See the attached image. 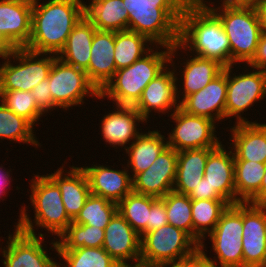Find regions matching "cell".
Returning <instances> with one entry per match:
<instances>
[{"instance_id": "6da1fadb", "label": "cell", "mask_w": 266, "mask_h": 267, "mask_svg": "<svg viewBox=\"0 0 266 267\" xmlns=\"http://www.w3.org/2000/svg\"><path fill=\"white\" fill-rule=\"evenodd\" d=\"M168 32L182 52L231 66V49L220 18L203 1H163ZM187 49V50H186Z\"/></svg>"}, {"instance_id": "7a4b0ae2", "label": "cell", "mask_w": 266, "mask_h": 267, "mask_svg": "<svg viewBox=\"0 0 266 267\" xmlns=\"http://www.w3.org/2000/svg\"><path fill=\"white\" fill-rule=\"evenodd\" d=\"M33 0L31 37L25 47L36 53L58 55L74 26L84 16L83 0Z\"/></svg>"}, {"instance_id": "3957f363", "label": "cell", "mask_w": 266, "mask_h": 267, "mask_svg": "<svg viewBox=\"0 0 266 267\" xmlns=\"http://www.w3.org/2000/svg\"><path fill=\"white\" fill-rule=\"evenodd\" d=\"M30 183L31 194L29 199L35 212L34 220L26 212L29 210L24 205L21 207L19 219L15 226L19 230L35 236H46L41 232L36 234L35 231L38 228H44L52 236L55 234L54 238L56 236L55 240H57V237L73 222L65 210L60 188L47 174L39 175L37 173L32 177ZM34 226L37 228L34 229Z\"/></svg>"}, {"instance_id": "277c9868", "label": "cell", "mask_w": 266, "mask_h": 267, "mask_svg": "<svg viewBox=\"0 0 266 267\" xmlns=\"http://www.w3.org/2000/svg\"><path fill=\"white\" fill-rule=\"evenodd\" d=\"M203 2L208 4L207 6L222 22L229 39L231 65L235 67L236 64H239L241 67V63L248 64L256 53L259 38L262 33L255 7L227 5L223 3L221 5L220 2V6L217 7L212 1L208 3L207 0H203Z\"/></svg>"}, {"instance_id": "5b68a950", "label": "cell", "mask_w": 266, "mask_h": 267, "mask_svg": "<svg viewBox=\"0 0 266 267\" xmlns=\"http://www.w3.org/2000/svg\"><path fill=\"white\" fill-rule=\"evenodd\" d=\"M91 1V0H90ZM163 0H92L84 16L100 31H125L143 24Z\"/></svg>"}, {"instance_id": "8992f818", "label": "cell", "mask_w": 266, "mask_h": 267, "mask_svg": "<svg viewBox=\"0 0 266 267\" xmlns=\"http://www.w3.org/2000/svg\"><path fill=\"white\" fill-rule=\"evenodd\" d=\"M159 45V46H158ZM164 48V50H157ZM156 48V50H154ZM152 49L132 65L119 69L99 93L141 97L144 88L170 63L171 34L168 32ZM168 63V64H167Z\"/></svg>"}, {"instance_id": "52a82bcc", "label": "cell", "mask_w": 266, "mask_h": 267, "mask_svg": "<svg viewBox=\"0 0 266 267\" xmlns=\"http://www.w3.org/2000/svg\"><path fill=\"white\" fill-rule=\"evenodd\" d=\"M56 57V54L36 53L26 48H16L0 57L4 61L0 64V91H32L48 78Z\"/></svg>"}, {"instance_id": "ba28073f", "label": "cell", "mask_w": 266, "mask_h": 267, "mask_svg": "<svg viewBox=\"0 0 266 267\" xmlns=\"http://www.w3.org/2000/svg\"><path fill=\"white\" fill-rule=\"evenodd\" d=\"M168 33V11L163 3L140 26L115 32L114 59L116 70L132 65L142 58ZM149 45H151L149 47Z\"/></svg>"}, {"instance_id": "9c48e42d", "label": "cell", "mask_w": 266, "mask_h": 267, "mask_svg": "<svg viewBox=\"0 0 266 267\" xmlns=\"http://www.w3.org/2000/svg\"><path fill=\"white\" fill-rule=\"evenodd\" d=\"M199 249L200 245L188 233L166 224L141 237L140 263L152 266L179 263Z\"/></svg>"}, {"instance_id": "30bf717a", "label": "cell", "mask_w": 266, "mask_h": 267, "mask_svg": "<svg viewBox=\"0 0 266 267\" xmlns=\"http://www.w3.org/2000/svg\"><path fill=\"white\" fill-rule=\"evenodd\" d=\"M242 235L243 203L241 202L229 205L208 235L214 255L216 254L211 260L218 267H243Z\"/></svg>"}, {"instance_id": "8fae6325", "label": "cell", "mask_w": 266, "mask_h": 267, "mask_svg": "<svg viewBox=\"0 0 266 267\" xmlns=\"http://www.w3.org/2000/svg\"><path fill=\"white\" fill-rule=\"evenodd\" d=\"M53 101L63 109L83 105L85 97L99 98V90L89 80L85 70L67 64L58 57L48 76Z\"/></svg>"}, {"instance_id": "7c38bea8", "label": "cell", "mask_w": 266, "mask_h": 267, "mask_svg": "<svg viewBox=\"0 0 266 267\" xmlns=\"http://www.w3.org/2000/svg\"><path fill=\"white\" fill-rule=\"evenodd\" d=\"M233 66L227 67L225 119L236 117L235 124L252 123V120L248 121L242 114L266 98V71L253 68V71L248 72L246 69V73L236 75L235 72L232 73Z\"/></svg>"}, {"instance_id": "4fadbf2b", "label": "cell", "mask_w": 266, "mask_h": 267, "mask_svg": "<svg viewBox=\"0 0 266 267\" xmlns=\"http://www.w3.org/2000/svg\"><path fill=\"white\" fill-rule=\"evenodd\" d=\"M176 124L167 133V143L177 152L185 149L216 148L222 141L216 137V122L204 116L191 115L178 107L169 116Z\"/></svg>"}, {"instance_id": "5bb4252c", "label": "cell", "mask_w": 266, "mask_h": 267, "mask_svg": "<svg viewBox=\"0 0 266 267\" xmlns=\"http://www.w3.org/2000/svg\"><path fill=\"white\" fill-rule=\"evenodd\" d=\"M8 241L1 250L3 267H58L51 253L44 247V237L27 234L14 225L13 234H8ZM43 242V244H42ZM1 245V244H0Z\"/></svg>"}, {"instance_id": "9a60e30c", "label": "cell", "mask_w": 266, "mask_h": 267, "mask_svg": "<svg viewBox=\"0 0 266 267\" xmlns=\"http://www.w3.org/2000/svg\"><path fill=\"white\" fill-rule=\"evenodd\" d=\"M178 152L167 146L148 169L133 179V192L162 198L173 190Z\"/></svg>"}, {"instance_id": "2e32d148", "label": "cell", "mask_w": 266, "mask_h": 267, "mask_svg": "<svg viewBox=\"0 0 266 267\" xmlns=\"http://www.w3.org/2000/svg\"><path fill=\"white\" fill-rule=\"evenodd\" d=\"M179 49L180 45L173 39V36L171 35V54L169 64L170 67L172 66L175 71L176 83H180L181 80L183 81L180 85L177 84V98L181 103L188 95H191L203 89L214 78H216L224 70V66L216 60L203 58L197 55L192 56L191 54L189 56L190 59H188L187 57V60H185L186 62H183V71L181 69L179 70V72L181 71V76L183 77L179 80V74H177V68L175 67L176 65H174L176 63L173 62V57H175L177 52H179ZM178 85L179 88L181 85L183 86V92L180 89L178 90ZM180 96L182 99L180 98Z\"/></svg>"}, {"instance_id": "e0dca14e", "label": "cell", "mask_w": 266, "mask_h": 267, "mask_svg": "<svg viewBox=\"0 0 266 267\" xmlns=\"http://www.w3.org/2000/svg\"><path fill=\"white\" fill-rule=\"evenodd\" d=\"M243 267L266 263V206L243 203Z\"/></svg>"}, {"instance_id": "ac0fdd59", "label": "cell", "mask_w": 266, "mask_h": 267, "mask_svg": "<svg viewBox=\"0 0 266 267\" xmlns=\"http://www.w3.org/2000/svg\"><path fill=\"white\" fill-rule=\"evenodd\" d=\"M102 248L120 265L140 263L141 236L118 211L105 228Z\"/></svg>"}, {"instance_id": "d6986e66", "label": "cell", "mask_w": 266, "mask_h": 267, "mask_svg": "<svg viewBox=\"0 0 266 267\" xmlns=\"http://www.w3.org/2000/svg\"><path fill=\"white\" fill-rule=\"evenodd\" d=\"M227 93V67L203 89L188 95L180 108L186 113L204 116L215 122L225 120Z\"/></svg>"}, {"instance_id": "ffe728a7", "label": "cell", "mask_w": 266, "mask_h": 267, "mask_svg": "<svg viewBox=\"0 0 266 267\" xmlns=\"http://www.w3.org/2000/svg\"><path fill=\"white\" fill-rule=\"evenodd\" d=\"M88 178L90 193L103 197L109 201L119 203L126 195L133 191V182L129 170L111 169L112 166L95 165L81 167Z\"/></svg>"}, {"instance_id": "44dd1931", "label": "cell", "mask_w": 266, "mask_h": 267, "mask_svg": "<svg viewBox=\"0 0 266 267\" xmlns=\"http://www.w3.org/2000/svg\"><path fill=\"white\" fill-rule=\"evenodd\" d=\"M33 0H0V32L15 47L25 48L31 37Z\"/></svg>"}, {"instance_id": "7402d4cb", "label": "cell", "mask_w": 266, "mask_h": 267, "mask_svg": "<svg viewBox=\"0 0 266 267\" xmlns=\"http://www.w3.org/2000/svg\"><path fill=\"white\" fill-rule=\"evenodd\" d=\"M203 177L211 188L230 205L236 204L234 177V153L227 150L222 142L209 154Z\"/></svg>"}, {"instance_id": "603a6c76", "label": "cell", "mask_w": 266, "mask_h": 267, "mask_svg": "<svg viewBox=\"0 0 266 267\" xmlns=\"http://www.w3.org/2000/svg\"><path fill=\"white\" fill-rule=\"evenodd\" d=\"M229 148L234 160H248L266 164V124L254 121L238 123L230 128Z\"/></svg>"}, {"instance_id": "cb8c5ba5", "label": "cell", "mask_w": 266, "mask_h": 267, "mask_svg": "<svg viewBox=\"0 0 266 267\" xmlns=\"http://www.w3.org/2000/svg\"><path fill=\"white\" fill-rule=\"evenodd\" d=\"M63 165L53 173L47 175L60 188L65 210L68 216L74 220L84 207L86 199L91 194L90 186L87 175L81 167L72 165L69 167V170H64Z\"/></svg>"}, {"instance_id": "d4e9b609", "label": "cell", "mask_w": 266, "mask_h": 267, "mask_svg": "<svg viewBox=\"0 0 266 267\" xmlns=\"http://www.w3.org/2000/svg\"><path fill=\"white\" fill-rule=\"evenodd\" d=\"M114 51L115 32L96 30L92 40L89 67L85 72L99 91L117 71Z\"/></svg>"}, {"instance_id": "484cf974", "label": "cell", "mask_w": 266, "mask_h": 267, "mask_svg": "<svg viewBox=\"0 0 266 267\" xmlns=\"http://www.w3.org/2000/svg\"><path fill=\"white\" fill-rule=\"evenodd\" d=\"M169 66L151 80L142 92L141 101L149 117L152 111L159 114L168 112L172 114L180 107V102L177 98L175 71L173 68L171 70Z\"/></svg>"}, {"instance_id": "4316f807", "label": "cell", "mask_w": 266, "mask_h": 267, "mask_svg": "<svg viewBox=\"0 0 266 267\" xmlns=\"http://www.w3.org/2000/svg\"><path fill=\"white\" fill-rule=\"evenodd\" d=\"M167 146V138L161 131L142 132L125 150L128 154L126 167L133 173L131 178L148 169Z\"/></svg>"}, {"instance_id": "83f0119b", "label": "cell", "mask_w": 266, "mask_h": 267, "mask_svg": "<svg viewBox=\"0 0 266 267\" xmlns=\"http://www.w3.org/2000/svg\"><path fill=\"white\" fill-rule=\"evenodd\" d=\"M214 148L185 149L178 152L176 179L173 191L189 195L201 181L208 159Z\"/></svg>"}, {"instance_id": "f1b7e54d", "label": "cell", "mask_w": 266, "mask_h": 267, "mask_svg": "<svg viewBox=\"0 0 266 267\" xmlns=\"http://www.w3.org/2000/svg\"><path fill=\"white\" fill-rule=\"evenodd\" d=\"M96 30V27L83 16L74 26L57 57L67 64L86 70L89 67L92 40Z\"/></svg>"}, {"instance_id": "f546056e", "label": "cell", "mask_w": 266, "mask_h": 267, "mask_svg": "<svg viewBox=\"0 0 266 267\" xmlns=\"http://www.w3.org/2000/svg\"><path fill=\"white\" fill-rule=\"evenodd\" d=\"M140 122L144 124L140 119L134 116L111 110L101 119L102 125L100 124L99 126L102 132H100L102 135L101 137L113 148L115 147V149H117L120 147L126 150L128 145L142 133L139 132V128H137ZM131 140L132 142H130Z\"/></svg>"}, {"instance_id": "4dcf8cb0", "label": "cell", "mask_w": 266, "mask_h": 267, "mask_svg": "<svg viewBox=\"0 0 266 267\" xmlns=\"http://www.w3.org/2000/svg\"><path fill=\"white\" fill-rule=\"evenodd\" d=\"M229 205L225 200H191L193 239L200 246H205L204 240L213 231L221 214Z\"/></svg>"}, {"instance_id": "1f68e13d", "label": "cell", "mask_w": 266, "mask_h": 267, "mask_svg": "<svg viewBox=\"0 0 266 267\" xmlns=\"http://www.w3.org/2000/svg\"><path fill=\"white\" fill-rule=\"evenodd\" d=\"M51 244L64 261L58 262V267H119L116 262L102 247H80L77 249H57V240H52Z\"/></svg>"}, {"instance_id": "d6a6232c", "label": "cell", "mask_w": 266, "mask_h": 267, "mask_svg": "<svg viewBox=\"0 0 266 267\" xmlns=\"http://www.w3.org/2000/svg\"><path fill=\"white\" fill-rule=\"evenodd\" d=\"M265 168L263 163L234 160L236 204L247 203L260 190Z\"/></svg>"}, {"instance_id": "836d02e7", "label": "cell", "mask_w": 266, "mask_h": 267, "mask_svg": "<svg viewBox=\"0 0 266 267\" xmlns=\"http://www.w3.org/2000/svg\"><path fill=\"white\" fill-rule=\"evenodd\" d=\"M156 199L132 191L117 204V211L141 237L147 232L150 208Z\"/></svg>"}, {"instance_id": "e575fe53", "label": "cell", "mask_w": 266, "mask_h": 267, "mask_svg": "<svg viewBox=\"0 0 266 267\" xmlns=\"http://www.w3.org/2000/svg\"><path fill=\"white\" fill-rule=\"evenodd\" d=\"M34 126L25 118L16 115L6 108L0 101V139L10 140V143H24L35 148L41 146L38 138L34 135Z\"/></svg>"}, {"instance_id": "d590c367", "label": "cell", "mask_w": 266, "mask_h": 267, "mask_svg": "<svg viewBox=\"0 0 266 267\" xmlns=\"http://www.w3.org/2000/svg\"><path fill=\"white\" fill-rule=\"evenodd\" d=\"M105 230L72 222L57 238V249H77L80 247H103Z\"/></svg>"}, {"instance_id": "8d00e7d4", "label": "cell", "mask_w": 266, "mask_h": 267, "mask_svg": "<svg viewBox=\"0 0 266 267\" xmlns=\"http://www.w3.org/2000/svg\"><path fill=\"white\" fill-rule=\"evenodd\" d=\"M117 212V203L100 196L90 194L85 201L84 207L73 220L77 224H86L101 229L106 228L110 219Z\"/></svg>"}, {"instance_id": "74e56055", "label": "cell", "mask_w": 266, "mask_h": 267, "mask_svg": "<svg viewBox=\"0 0 266 267\" xmlns=\"http://www.w3.org/2000/svg\"><path fill=\"white\" fill-rule=\"evenodd\" d=\"M161 199L165 203L168 224L185 231L193 238L190 197L172 190Z\"/></svg>"}, {"instance_id": "f35d334b", "label": "cell", "mask_w": 266, "mask_h": 267, "mask_svg": "<svg viewBox=\"0 0 266 267\" xmlns=\"http://www.w3.org/2000/svg\"><path fill=\"white\" fill-rule=\"evenodd\" d=\"M1 103L16 115L28 120L34 127L44 113L37 107L35 96L31 91H0Z\"/></svg>"}, {"instance_id": "ab89813d", "label": "cell", "mask_w": 266, "mask_h": 267, "mask_svg": "<svg viewBox=\"0 0 266 267\" xmlns=\"http://www.w3.org/2000/svg\"><path fill=\"white\" fill-rule=\"evenodd\" d=\"M105 98L114 102L113 104H115V108H113V110L116 109L115 111L118 113L134 116L140 119L142 123H147V120L150 118L146 114L141 97L118 93H99L98 99Z\"/></svg>"}, {"instance_id": "60d3db41", "label": "cell", "mask_w": 266, "mask_h": 267, "mask_svg": "<svg viewBox=\"0 0 266 267\" xmlns=\"http://www.w3.org/2000/svg\"><path fill=\"white\" fill-rule=\"evenodd\" d=\"M31 93L35 96V101L37 107L44 113L55 110V108H60L54 101L51 96L49 89V80L48 78L42 80L38 85H36ZM52 109V110H51Z\"/></svg>"}, {"instance_id": "b9f144b4", "label": "cell", "mask_w": 266, "mask_h": 267, "mask_svg": "<svg viewBox=\"0 0 266 267\" xmlns=\"http://www.w3.org/2000/svg\"><path fill=\"white\" fill-rule=\"evenodd\" d=\"M168 224L165 203L161 198H157L151 205L149 213V223L147 232L159 229Z\"/></svg>"}, {"instance_id": "7bdbcfd3", "label": "cell", "mask_w": 266, "mask_h": 267, "mask_svg": "<svg viewBox=\"0 0 266 267\" xmlns=\"http://www.w3.org/2000/svg\"><path fill=\"white\" fill-rule=\"evenodd\" d=\"M188 196L191 200H224L214 188H211V186L208 184L207 180L204 177Z\"/></svg>"}, {"instance_id": "ee69618b", "label": "cell", "mask_w": 266, "mask_h": 267, "mask_svg": "<svg viewBox=\"0 0 266 267\" xmlns=\"http://www.w3.org/2000/svg\"><path fill=\"white\" fill-rule=\"evenodd\" d=\"M246 66L266 71V33H261L256 53Z\"/></svg>"}, {"instance_id": "f6af8a7d", "label": "cell", "mask_w": 266, "mask_h": 267, "mask_svg": "<svg viewBox=\"0 0 266 267\" xmlns=\"http://www.w3.org/2000/svg\"><path fill=\"white\" fill-rule=\"evenodd\" d=\"M206 246H200V249L192 256L187 258V267H218L204 251Z\"/></svg>"}, {"instance_id": "bcb514c9", "label": "cell", "mask_w": 266, "mask_h": 267, "mask_svg": "<svg viewBox=\"0 0 266 267\" xmlns=\"http://www.w3.org/2000/svg\"><path fill=\"white\" fill-rule=\"evenodd\" d=\"M247 203L258 206H266V168L260 190Z\"/></svg>"}, {"instance_id": "7dc6e473", "label": "cell", "mask_w": 266, "mask_h": 267, "mask_svg": "<svg viewBox=\"0 0 266 267\" xmlns=\"http://www.w3.org/2000/svg\"><path fill=\"white\" fill-rule=\"evenodd\" d=\"M258 15L261 32L266 33V0L254 6Z\"/></svg>"}, {"instance_id": "c3c4849f", "label": "cell", "mask_w": 266, "mask_h": 267, "mask_svg": "<svg viewBox=\"0 0 266 267\" xmlns=\"http://www.w3.org/2000/svg\"><path fill=\"white\" fill-rule=\"evenodd\" d=\"M9 170V171H8ZM6 169L3 170V166H0V198L3 197V194H6V187L7 185H10L11 181V176L9 175L11 173V169Z\"/></svg>"}, {"instance_id": "681fc988", "label": "cell", "mask_w": 266, "mask_h": 267, "mask_svg": "<svg viewBox=\"0 0 266 267\" xmlns=\"http://www.w3.org/2000/svg\"><path fill=\"white\" fill-rule=\"evenodd\" d=\"M15 49L16 48L0 32V57L11 53Z\"/></svg>"}, {"instance_id": "f907efd6", "label": "cell", "mask_w": 266, "mask_h": 267, "mask_svg": "<svg viewBox=\"0 0 266 267\" xmlns=\"http://www.w3.org/2000/svg\"><path fill=\"white\" fill-rule=\"evenodd\" d=\"M221 3L227 5H242V6H255L262 0H220Z\"/></svg>"}, {"instance_id": "816d5d0a", "label": "cell", "mask_w": 266, "mask_h": 267, "mask_svg": "<svg viewBox=\"0 0 266 267\" xmlns=\"http://www.w3.org/2000/svg\"><path fill=\"white\" fill-rule=\"evenodd\" d=\"M156 267H187V258L179 263L162 264Z\"/></svg>"}, {"instance_id": "f5cc1de1", "label": "cell", "mask_w": 266, "mask_h": 267, "mask_svg": "<svg viewBox=\"0 0 266 267\" xmlns=\"http://www.w3.org/2000/svg\"><path fill=\"white\" fill-rule=\"evenodd\" d=\"M119 267H156V266L146 265L143 263H137V264L120 265Z\"/></svg>"}, {"instance_id": "db71d44e", "label": "cell", "mask_w": 266, "mask_h": 267, "mask_svg": "<svg viewBox=\"0 0 266 267\" xmlns=\"http://www.w3.org/2000/svg\"><path fill=\"white\" fill-rule=\"evenodd\" d=\"M163 1H203V0H163Z\"/></svg>"}, {"instance_id": "11a10c76", "label": "cell", "mask_w": 266, "mask_h": 267, "mask_svg": "<svg viewBox=\"0 0 266 267\" xmlns=\"http://www.w3.org/2000/svg\"><path fill=\"white\" fill-rule=\"evenodd\" d=\"M257 267H266V263L264 265H260V266H257Z\"/></svg>"}]
</instances>
